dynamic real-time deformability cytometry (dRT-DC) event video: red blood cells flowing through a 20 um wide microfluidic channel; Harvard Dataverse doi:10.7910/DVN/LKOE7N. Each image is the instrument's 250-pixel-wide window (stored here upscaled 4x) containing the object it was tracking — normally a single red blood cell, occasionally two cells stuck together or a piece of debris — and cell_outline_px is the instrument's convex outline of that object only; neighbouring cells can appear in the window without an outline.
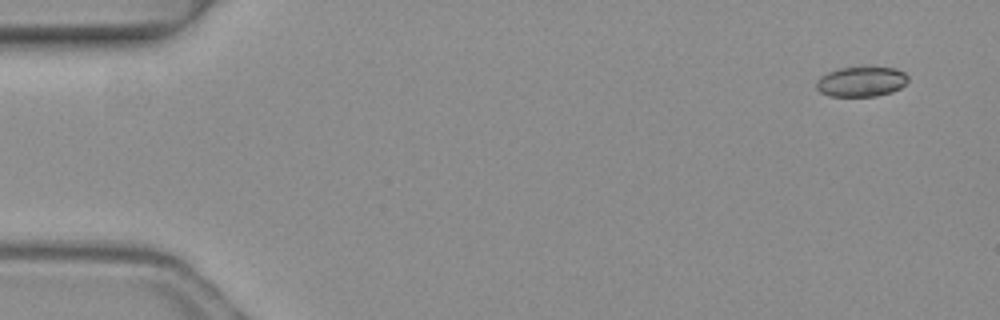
{"species": "common noctule bat (a hibernating species)", "species_latin": "Nyctalus noctula", "temperature_condition": "warm", "stored_images_in_passage": 5, "segment_of_instrument_passage": [2, 2], "camera_frame_rate_fps": 3000, "um_per_image_px": 0.085, "animal": {"sex": "female", "body_mass_g": 19.3, "forearm_length_mm": 54.1}, "frame": {"image": 1, "passage_image": 5, "time_ms": 1.333, "image_size_px": [1000, 320], "cell_outline_px": [[908, 80], [900, 88], [892, 92], [876, 96], [828, 96], [820, 92], [816, 88], [816, 80], [820, 76], [828, 72], [840, 68], [896, 68], [904, 72], [908, 76]], "centroid_in_image_um": [73.19, 6.95], "position_along_channel_um": 11.8, "area_um2": 15.95}}